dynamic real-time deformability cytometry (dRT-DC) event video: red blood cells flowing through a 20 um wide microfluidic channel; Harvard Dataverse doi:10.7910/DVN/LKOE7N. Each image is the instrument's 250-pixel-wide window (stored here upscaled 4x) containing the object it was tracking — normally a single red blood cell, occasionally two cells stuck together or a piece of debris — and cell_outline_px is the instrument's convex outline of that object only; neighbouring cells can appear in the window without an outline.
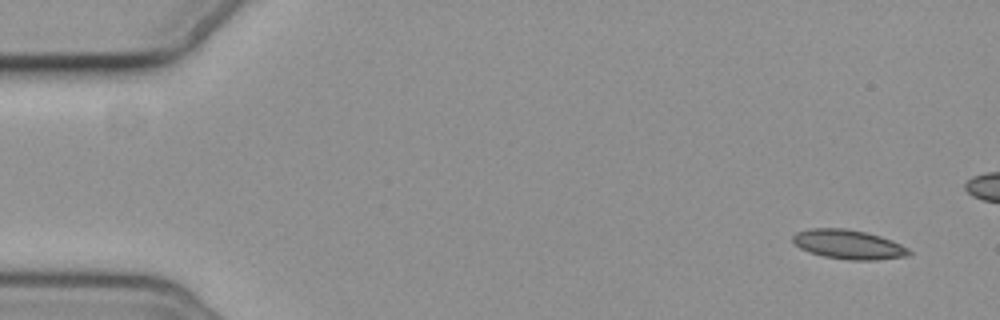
{"species": "common noctule bat (a hibernating species)", "species_latin": "Nyctalus noctula", "temperature_condition": "cold", "stored_images_in_passage": 5, "camera_frame_rate_fps": 3000, "um_per_image_px": 0.085, "animal": {"sex": "female", "body_mass_g": 19.3, "forearm_length_mm": 54.1}, "frame": {"image": 1, "passage_image": 1, "time_ms": 0.0, "image_size_px": [1000, 320], "cell_outline_px": [[912, 252], [908, 256], [876, 260], [848, 260], [824, 256], [808, 252], [800, 248], [792, 240], [792, 236], [796, 232], [812, 228], [844, 228], [864, 232], [880, 236], [892, 240], [908, 248]], "centroid_in_image_um": [72.12, 20.78], "position_along_channel_um": 12.9, "area_um2": 19.83}}